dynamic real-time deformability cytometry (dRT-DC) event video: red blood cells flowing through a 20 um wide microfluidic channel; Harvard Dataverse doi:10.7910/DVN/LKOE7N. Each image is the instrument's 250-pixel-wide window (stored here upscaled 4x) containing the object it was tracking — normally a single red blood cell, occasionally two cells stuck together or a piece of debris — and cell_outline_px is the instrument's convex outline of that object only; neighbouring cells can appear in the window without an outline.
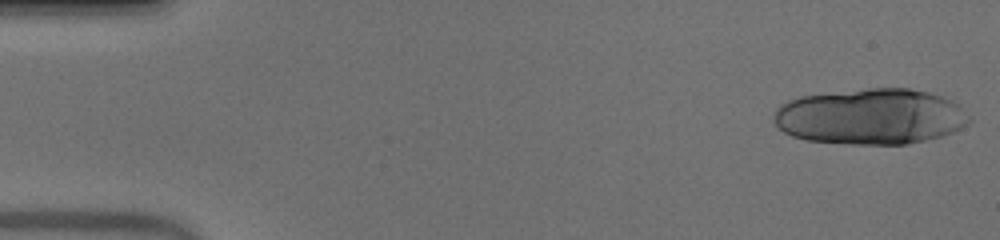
{"species": "human", "species_latin": "Homo sapiens", "temperature_condition": "warm", "stored_images_in_passage": 17, "camera_frame_rate_fps": 3000, "um_per_image_px": 0.085, "donor": {"sex": "male"}, "frame": {"image": 1, "passage_image": 1, "time_ms": 0.0, "image_size_px": [1000, 240], "cell_outline_px": [[972, 120], [968, 124], [952, 132], [940, 136], [908, 144], [848, 144], [808, 140], [792, 136], [784, 132], [772, 120], [772, 116], [776, 108], [780, 104], [788, 100], [800, 96], [868, 88], [908, 88], [928, 92], [952, 100], [960, 104], [972, 116]], "centroid_in_image_um": [74.02, 9.9], "position_along_channel_um": 11.0, "area_um2": 63.98}}